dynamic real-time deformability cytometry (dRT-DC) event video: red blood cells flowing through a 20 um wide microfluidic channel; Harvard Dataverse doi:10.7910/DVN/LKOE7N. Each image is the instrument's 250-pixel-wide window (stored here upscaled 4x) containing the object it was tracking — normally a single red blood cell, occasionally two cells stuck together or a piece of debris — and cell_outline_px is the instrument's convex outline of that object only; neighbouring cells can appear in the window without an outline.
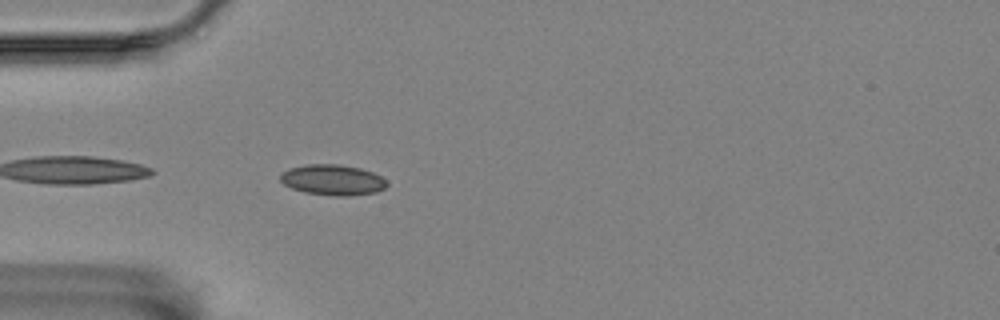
{"species": "Egyptian fruit bat (a non-hibernating species)", "species_latin": "Rousettus aegyptiacus", "temperature_condition": "room temperature", "stored_images_in_passage": 20, "camera_frame_rate_fps": 3000, "um_per_image_px": 0.085, "animal": {"sex": "female"}, "frame": {"image": 1, "passage_image": 2, "time_ms": 0.333, "image_size_px": [1000, 320], "cell_outline_px": [[388, 184], [384, 188], [376, 192], [348, 196], [336, 196], [304, 192], [292, 188], [284, 184], [280, 180], [280, 172], [288, 168], [304, 164], [336, 164], [360, 168], [372, 172], [380, 176]], "centroid_in_image_um": [28.23, 15.28], "position_along_channel_um": 56.8, "area_um2": 19.02}}
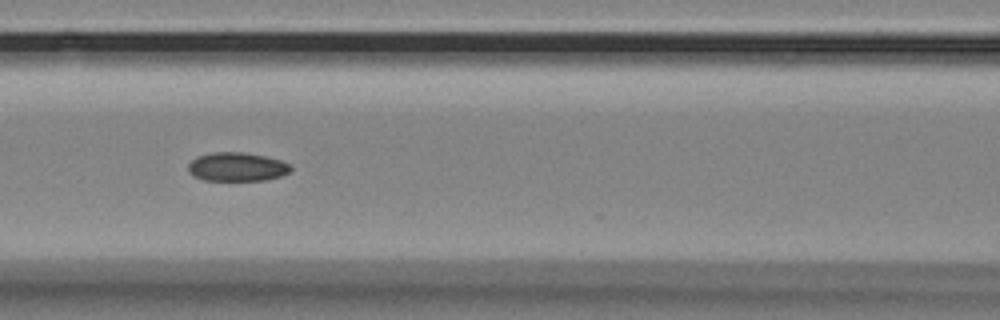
{"frame": {"image": 2, "passage_image": 10, "time_ms": 3.0, "image_size_px": [1000, 320], "cell_outline_px": [[292, 168], [288, 172], [280, 176], [268, 180], [204, 180], [192, 176], [188, 172], [188, 164], [196, 156], [212, 152], [244, 152], [264, 156], [280, 160], [292, 164]], "centroid_in_image_um": [20.12, 14.18], "position_along_channel_um": 146.5, "area_um2": 17.34}}
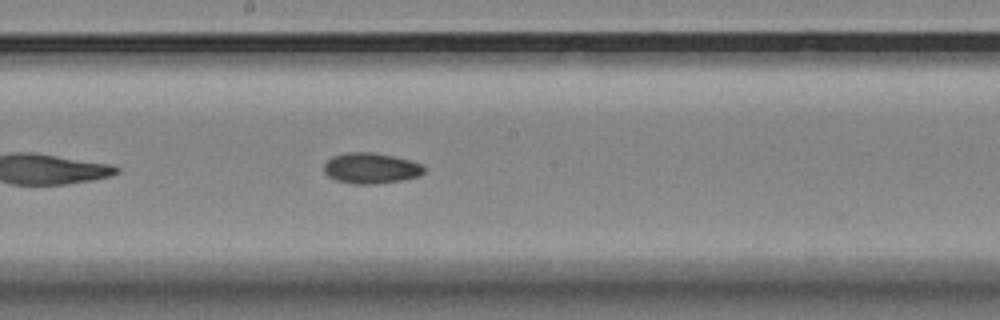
{"frame": {"image": 3, "passage_image": 16, "time_ms": 5.0, "image_size_px": [1000, 320], "cell_outline_px": [[424, 172], [416, 176], [400, 180], [376, 184], [352, 184], [336, 180], [328, 176], [324, 172], [324, 164], [332, 156], [348, 152], [372, 152], [392, 156], [408, 160], [420, 164], [424, 168]], "centroid_in_image_um": [31.47, 14.3], "position_along_channel_um": 216.7, "area_um2": 17.69}}